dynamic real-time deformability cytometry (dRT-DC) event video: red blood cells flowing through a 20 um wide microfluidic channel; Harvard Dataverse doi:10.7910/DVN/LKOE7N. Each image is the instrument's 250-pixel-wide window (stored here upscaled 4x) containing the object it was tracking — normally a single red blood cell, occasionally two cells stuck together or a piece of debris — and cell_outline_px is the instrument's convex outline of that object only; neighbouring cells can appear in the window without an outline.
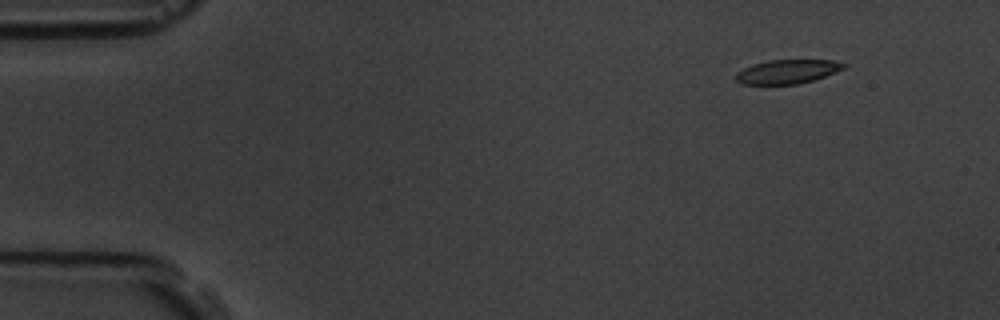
{"species": "common noctule bat (a hibernating species)", "species_latin": "Nyctalus noctula", "temperature_condition": "room temperature", "stored_images_in_passage": 4, "camera_frame_rate_fps": 3000, "um_per_image_px": 0.085, "animal": {"sex": "male", "body_mass_g": 19.5, "forearm_length_mm": 54.6}, "frame": {"image": 1, "passage_image": 1, "time_ms": 0.0, "image_size_px": [1000, 320], "cell_outline_px": [[848, 64], [844, 68], [836, 72], [812, 80], [796, 84], [740, 84], [736, 80], [736, 72], [752, 64], [768, 60], [832, 60]], "centroid_in_image_um": [66.91, 6.08], "position_along_channel_um": 18.1, "area_um2": 15.03}}
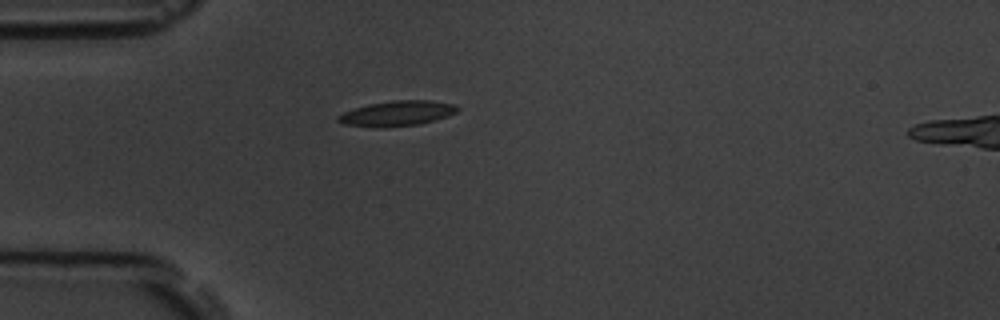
{"frame": {"image": 2, "passage_image": 3, "time_ms": 3.333, "image_size_px": [1000, 320], "cell_outline_px": [[460, 108], [456, 112], [448, 116], [420, 124], [384, 128], [344, 124], [336, 120], [336, 116], [344, 112], [368, 104], [392, 100], [432, 100], [456, 104]], "centroid_in_image_um": [33.78, 9.63], "position_along_channel_um": 51.2, "area_um2": 17.63}}